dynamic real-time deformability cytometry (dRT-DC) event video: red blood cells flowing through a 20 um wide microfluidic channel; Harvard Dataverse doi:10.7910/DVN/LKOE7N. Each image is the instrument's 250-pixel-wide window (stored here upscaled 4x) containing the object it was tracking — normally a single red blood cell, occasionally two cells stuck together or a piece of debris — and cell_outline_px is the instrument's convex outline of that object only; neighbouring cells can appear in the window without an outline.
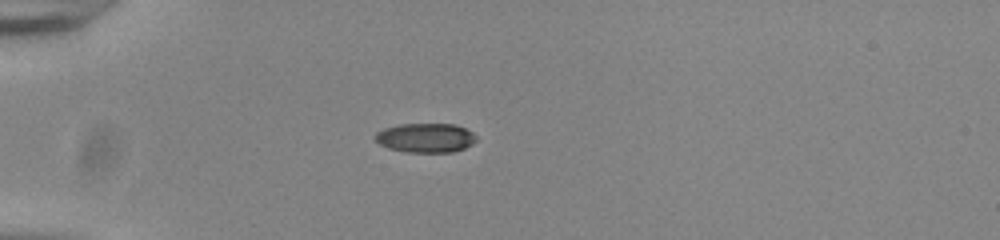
{"species": "common noctule bat (a hibernating species)", "species_latin": "Nyctalus noctula", "temperature_condition": "room temperature", "stored_images_in_passage": 39, "camera_frame_rate_fps": 3000, "um_per_image_px": 0.085, "animal": {"sex": "male", "body_mass_g": 20.0, "forearm_length_mm": 53.3}, "frame": {"image": 1, "passage_image": 1, "time_ms": 0.0, "image_size_px": [1000, 240], "cell_outline_px": [[476, 140], [472, 144], [464, 148], [452, 152], [408, 152], [388, 148], [380, 144], [376, 140], [376, 132], [384, 128], [400, 124], [456, 124], [472, 132], [476, 136]], "centroid_in_image_um": [36.19, 11.71], "position_along_channel_um": 48.8, "area_um2": 17.17}}
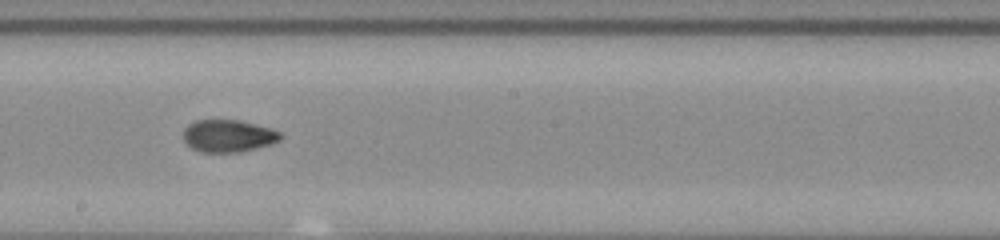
{"frame": {"image": 2, "passage_image": 17, "time_ms": 5.333, "image_size_px": [1000, 240], "cell_outline_px": [[284, 136], [280, 140], [272, 144], [240, 152], [200, 152], [192, 148], [184, 140], [184, 128], [188, 124], [196, 120], [240, 120], [272, 128], [280, 132]], "centroid_in_image_um": [19.43, 11.55], "position_along_channel_um": 228.8, "area_um2": 18.44}}
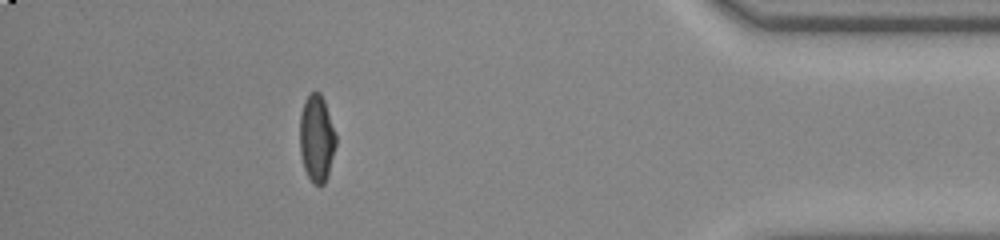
{"frame": {"image": 3, "passage_image": 34, "time_ms": 11.0, "image_size_px": [1000, 240], "cell_outline_px": [[336, 144], [328, 176], [324, 184], [320, 188], [312, 184], [304, 168], [300, 152], [300, 112], [304, 100], [312, 92], [320, 92], [324, 100], [336, 132]], "centroid_in_image_um": [26.92, 11.79], "position_along_channel_um": 408.3, "area_um2": 18.61}, "authors_computed_cell_mechanics": {"area_um2": 18.3226, "velocity_mm_per_s": 3.8733, "shape_relaxation_time_tau1_ms": 8.2336, "shape_relaxation_time_tau2_ms": 1.695, "deformation_change_tau1": 0.2272, "deformation_change_tau2": 0.0648}}